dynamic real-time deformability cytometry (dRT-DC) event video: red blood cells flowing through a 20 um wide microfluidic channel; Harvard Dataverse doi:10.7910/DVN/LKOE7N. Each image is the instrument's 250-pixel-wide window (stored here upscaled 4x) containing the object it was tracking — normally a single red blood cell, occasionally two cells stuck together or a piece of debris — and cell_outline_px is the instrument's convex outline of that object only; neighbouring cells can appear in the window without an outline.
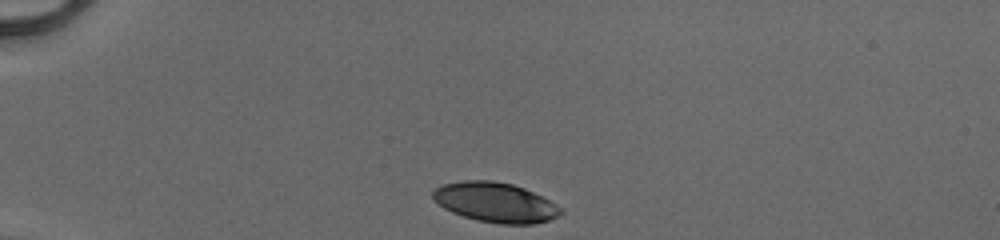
{"species": "human", "species_latin": "Homo sapiens", "temperature_condition": "cold", "stored_images_in_passage": 33, "camera_frame_rate_fps": 3000, "um_per_image_px": 0.085, "donor": {"sex": "male"}, "frame": {"image": 1, "passage_image": 1, "time_ms": 0.0, "image_size_px": [1000, 240], "cell_outline_px": [[564, 212], [548, 220], [532, 224], [500, 224], [476, 220], [452, 212], [444, 208], [432, 200], [432, 192], [440, 184], [464, 180], [492, 180], [512, 184], [524, 188], [548, 200], [560, 208]], "centroid_in_image_um": [42.04, 17.19], "position_along_channel_um": 43.0, "area_um2": 29.54}}
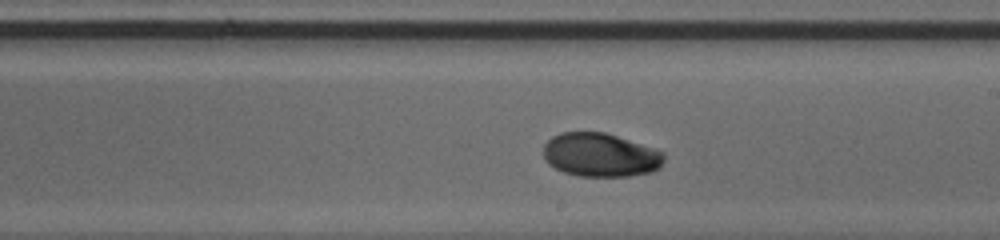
{"frame": {"image": 2, "passage_image": 19, "time_ms": 6.0, "image_size_px": [1000, 240], "cell_outline_px": [[664, 160], [660, 168], [652, 172], [628, 176], [580, 176], [564, 172], [548, 164], [544, 156], [544, 144], [552, 136], [560, 132], [604, 132], [656, 148], [664, 152]], "centroid_in_image_um": [51.06, 13.17], "position_along_channel_um": 237.9, "area_um2": 30.87}}
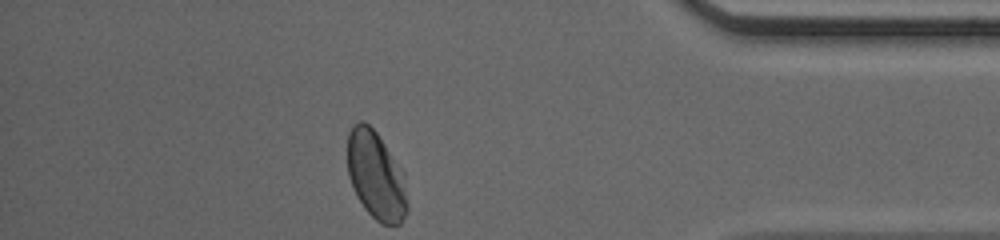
{"frame": {"image": 3, "passage_image": 33, "time_ms": 10.667, "image_size_px": [1000, 240], "cell_outline_px": [[408, 212], [400, 224], [380, 224], [364, 208], [356, 196], [352, 188], [348, 176], [348, 132], [352, 124], [360, 120], [364, 120], [376, 132], [404, 172], [408, 204]], "centroid_in_image_um": [31.96, 14.93], "position_along_channel_um": 403.2, "area_um2": 31.1}, "authors_computed_cell_mechanics": {"area_um2": 31.0964, "velocity_mm_per_s": 4.1016, "shape_relaxation_time_tau1_ms": 3.7723, "shape_relaxation_time_tau2_ms": 2.6258, "deformation_change_tau1": 0.1464, "deformation_change_tau2": 0.0259}}